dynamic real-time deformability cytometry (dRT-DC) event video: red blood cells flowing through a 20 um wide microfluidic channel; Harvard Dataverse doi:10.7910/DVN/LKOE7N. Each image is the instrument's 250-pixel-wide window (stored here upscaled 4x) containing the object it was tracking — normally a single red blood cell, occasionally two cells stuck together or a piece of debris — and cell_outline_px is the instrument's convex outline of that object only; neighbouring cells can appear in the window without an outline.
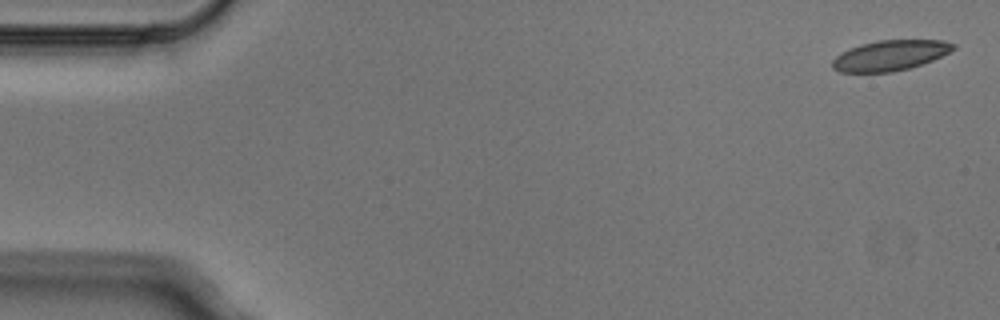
{"species": "Egyptian fruit bat (a non-hibernating species)", "species_latin": "Rousettus aegyptiacus", "temperature_condition": "cold", "stored_images_in_passage": 7, "camera_frame_rate_fps": 3000, "um_per_image_px": 0.085, "animal": {"sex": "male"}, "frame": {"image": 1, "passage_image": 1, "time_ms": 0.0, "image_size_px": [1000, 320], "cell_outline_px": [[956, 48], [932, 60], [908, 68], [892, 72], [840, 72], [832, 68], [832, 60], [840, 52], [860, 44], [880, 40], [944, 40], [956, 44]], "centroid_in_image_um": [75.63, 4.7], "position_along_channel_um": 9.4, "area_um2": 21.27}}
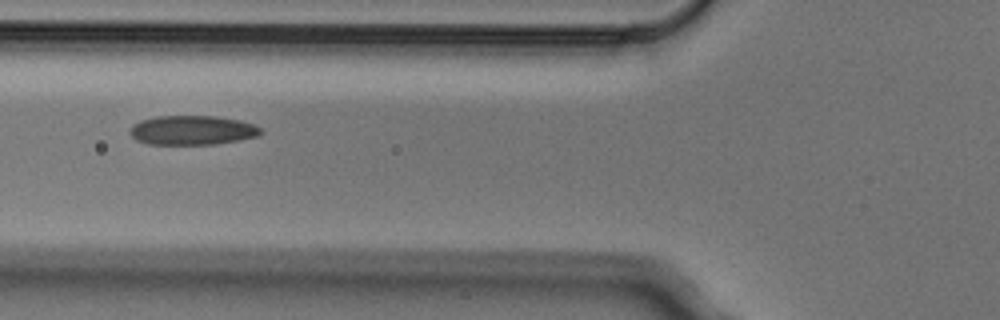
{"frame": {"image": 2, "passage_image": 6, "time_ms": 1.667, "image_size_px": [1000, 320], "cell_outline_px": [[264, 132], [260, 136], [240, 140], [216, 144], [148, 144], [136, 140], [128, 132], [128, 128], [132, 124], [140, 120], [156, 116], [216, 116], [240, 120], [256, 124]], "centroid_in_image_um": [16.35, 11.06], "position_along_channel_um": 109.4, "area_um2": 22.77}}
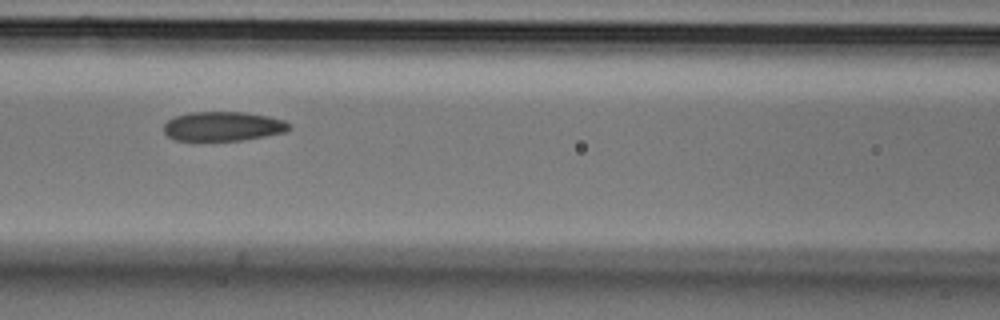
{"frame": {"image": 3, "passage_image": 7, "time_ms": 2.0, "image_size_px": [1000, 320], "cell_outline_px": [[292, 128], [284, 132], [244, 140], [176, 140], [168, 136], [164, 132], [164, 124], [168, 120], [176, 116], [188, 112], [244, 112], [268, 116], [284, 120], [292, 124]], "centroid_in_image_um": [18.98, 10.73], "position_along_channel_um": 147.6, "area_um2": 21.44}}